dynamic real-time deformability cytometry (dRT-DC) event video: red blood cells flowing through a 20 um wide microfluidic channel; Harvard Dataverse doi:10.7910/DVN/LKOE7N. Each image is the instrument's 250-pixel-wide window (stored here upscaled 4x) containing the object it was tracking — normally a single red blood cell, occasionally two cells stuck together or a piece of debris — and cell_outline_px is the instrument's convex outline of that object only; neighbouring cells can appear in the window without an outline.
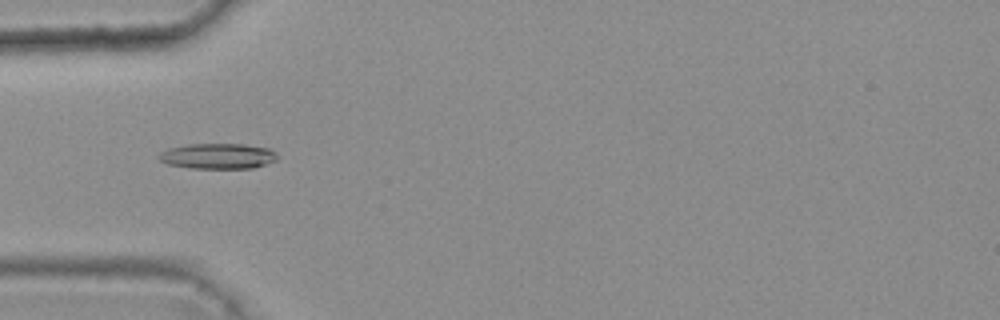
{"species": "common noctule bat (a hibernating species)", "species_latin": "Nyctalus noctula", "temperature_condition": "warm", "stored_images_in_passage": 3, "camera_frame_rate_fps": 3000, "um_per_image_px": 0.085, "animal": {"sex": "female", "body_mass_g": 25.1}, "frame": {"image": 1, "passage_image": 1, "time_ms": 0.0, "image_size_px": [1000, 320], "cell_outline_px": [[280, 156], [276, 160], [252, 168], [192, 168], [168, 164], [160, 160], [156, 156], [160, 152], [168, 148], [188, 144], [244, 144], [268, 148], [276, 152]], "centroid_in_image_um": [18.51, 13.26], "position_along_channel_um": 66.5, "area_um2": 17.63}}
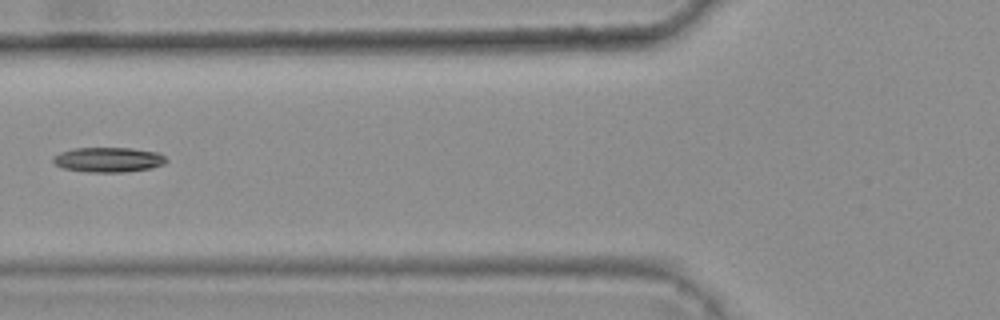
{"frame": {"image": 2, "passage_image": 2, "time_ms": 0.333, "image_size_px": [1000, 320], "cell_outline_px": [[168, 160], [164, 164], [152, 168], [120, 172], [88, 172], [64, 168], [56, 164], [52, 160], [52, 156], [60, 152], [72, 148], [132, 148], [160, 152]], "centroid_in_image_um": [9.23, 13.56], "position_along_channel_um": 116.6, "area_um2": 16.47}}
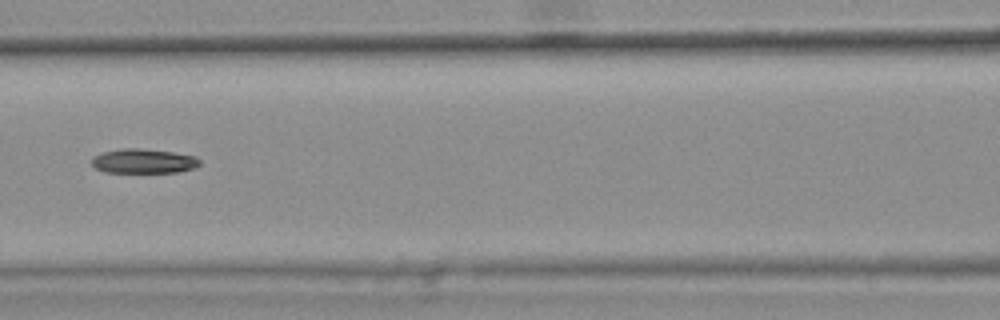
{"frame": {"image": 3, "passage_image": 3, "time_ms": 0.667, "image_size_px": [1000, 320], "cell_outline_px": [[200, 164], [196, 168], [176, 172], [104, 172], [96, 168], [92, 164], [92, 156], [104, 152], [120, 148], [140, 148], [172, 152], [196, 156], [200, 160]], "centroid_in_image_um": [12.21, 13.69], "position_along_channel_um": 154.4, "area_um2": 15.43}}